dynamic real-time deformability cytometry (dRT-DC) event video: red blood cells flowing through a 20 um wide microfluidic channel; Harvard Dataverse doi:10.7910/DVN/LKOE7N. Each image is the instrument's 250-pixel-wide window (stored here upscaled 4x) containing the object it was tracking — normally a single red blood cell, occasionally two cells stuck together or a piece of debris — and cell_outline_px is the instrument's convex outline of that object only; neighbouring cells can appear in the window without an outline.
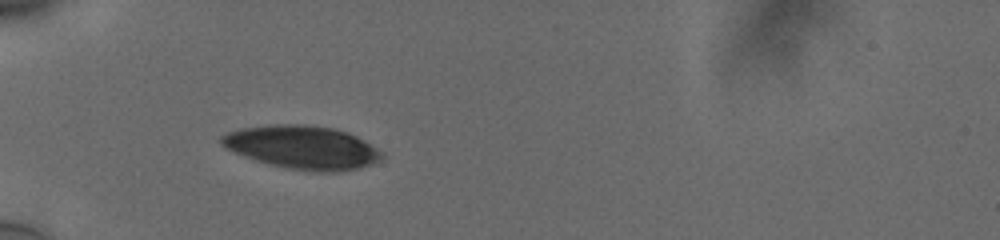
{"species": "human", "species_latin": "Homo sapiens", "temperature_condition": "cold", "stored_images_in_passage": 38, "camera_frame_rate_fps": 3000, "um_per_image_px": 0.085, "donor": {"sex": "male"}, "frame": {"image": 1, "passage_image": 1, "time_ms": 0.0, "image_size_px": [1000, 240], "cell_outline_px": [[384, 152], [380, 160], [356, 168], [340, 172], [312, 172], [284, 168], [268, 164], [244, 156], [220, 144], [220, 136], [228, 132], [240, 128], [268, 124], [304, 124], [332, 128], [348, 132], [356, 136]], "centroid_in_image_um": [25.68, 12.52], "position_along_channel_um": 59.3, "area_um2": 40.58}}
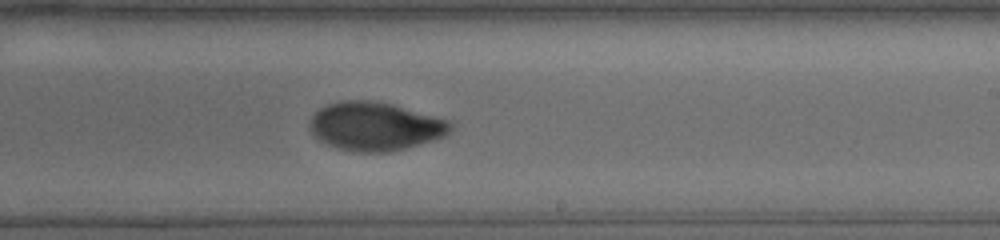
{"frame": {"image": 2, "passage_image": 18, "time_ms": 5.667, "image_size_px": [1000, 240], "cell_outline_px": [[452, 128], [444, 136], [432, 140], [404, 148], [388, 152], [352, 152], [336, 148], [312, 136], [308, 128], [308, 120], [320, 108], [328, 104], [348, 100], [368, 100], [392, 104], [448, 120], [452, 124]], "centroid_in_image_um": [31.82, 10.74], "position_along_channel_um": 257.2, "area_um2": 39.65}}
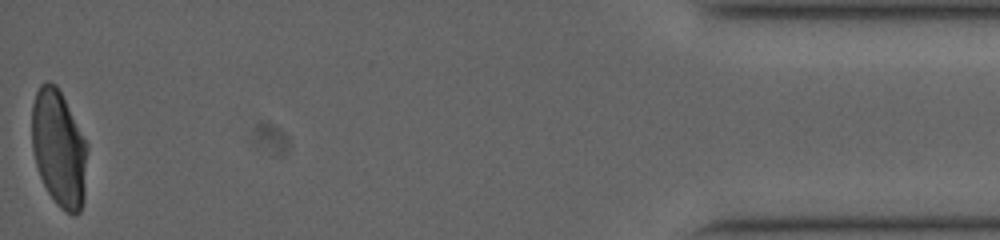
{"frame": {"image": 3, "passage_image": 38, "time_ms": 12.333, "image_size_px": [1000, 240], "cell_outline_px": [[88, 148], [84, 200], [80, 212], [76, 216], [72, 216], [64, 212], [56, 204], [48, 192], [40, 176], [36, 164], [32, 148], [32, 104], [36, 92], [40, 84], [48, 80], [56, 84], [88, 144]], "centroid_in_image_um": [5.02, 12.65], "position_along_channel_um": 430.2, "area_um2": 38.09}, "authors_computed_cell_mechanics": {"area_um2": 39.7953, "velocity_mm_per_s": 3.757, "shape_relaxation_time_tau1_ms": 6.792, "shape_relaxation_time_tau2_ms": 1.7072, "deformation_change_tau1": 0.1934, "deformation_change_tau2": 0.0407}}